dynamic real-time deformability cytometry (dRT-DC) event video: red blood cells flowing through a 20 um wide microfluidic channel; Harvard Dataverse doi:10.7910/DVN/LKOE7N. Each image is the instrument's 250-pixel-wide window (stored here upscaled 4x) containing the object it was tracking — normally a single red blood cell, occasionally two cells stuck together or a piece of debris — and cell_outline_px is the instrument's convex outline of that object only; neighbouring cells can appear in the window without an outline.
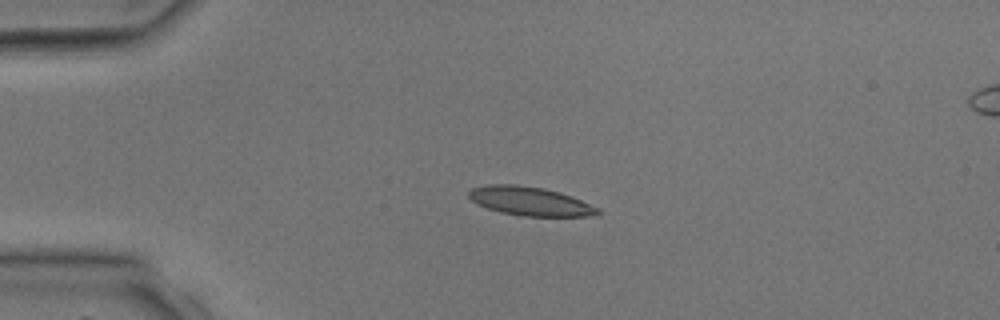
{"species": "common noctule bat (a hibernating species)", "species_latin": "Nyctalus noctula", "temperature_condition": "room temperature", "stored_images_in_passage": 4, "camera_frame_rate_fps": 3000, "um_per_image_px": 0.085, "animal": {"sex": "male", "body_mass_g": 17.9, "forearm_length_mm": 54.2}, "frame": {"image": 1, "passage_image": 3, "time_ms": 2.333, "image_size_px": [1000, 320], "cell_outline_px": [[600, 216], [516, 216], [500, 212], [476, 204], [468, 196], [468, 192], [472, 188], [488, 184], [516, 184], [544, 188], [560, 192], [572, 196], [600, 208]], "centroid_in_image_um": [45.08, 17.11], "position_along_channel_um": 39.9, "area_um2": 21.96}}
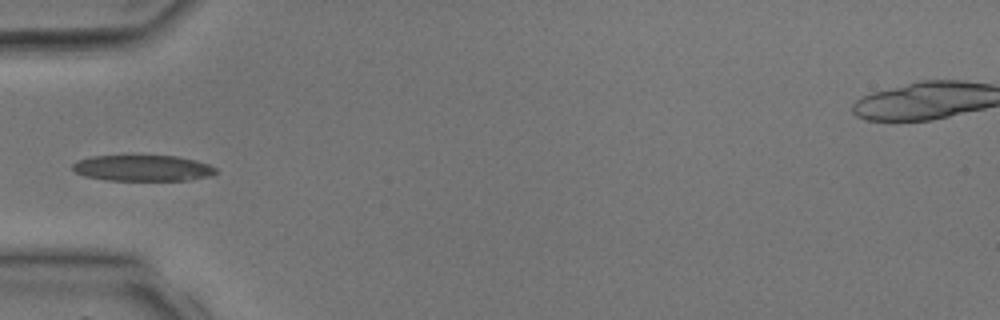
{"frame": {"image": 2, "passage_image": 4, "time_ms": 3.667, "image_size_px": [1000, 320], "cell_outline_px": [[216, 172], [212, 176], [192, 180], [108, 180], [84, 176], [76, 172], [72, 168], [72, 164], [76, 160], [92, 156], [176, 156], [196, 160], [208, 164], [216, 168]], "centroid_in_image_um": [12.14, 14.29], "position_along_channel_um": 72.9, "area_um2": 21.73}}